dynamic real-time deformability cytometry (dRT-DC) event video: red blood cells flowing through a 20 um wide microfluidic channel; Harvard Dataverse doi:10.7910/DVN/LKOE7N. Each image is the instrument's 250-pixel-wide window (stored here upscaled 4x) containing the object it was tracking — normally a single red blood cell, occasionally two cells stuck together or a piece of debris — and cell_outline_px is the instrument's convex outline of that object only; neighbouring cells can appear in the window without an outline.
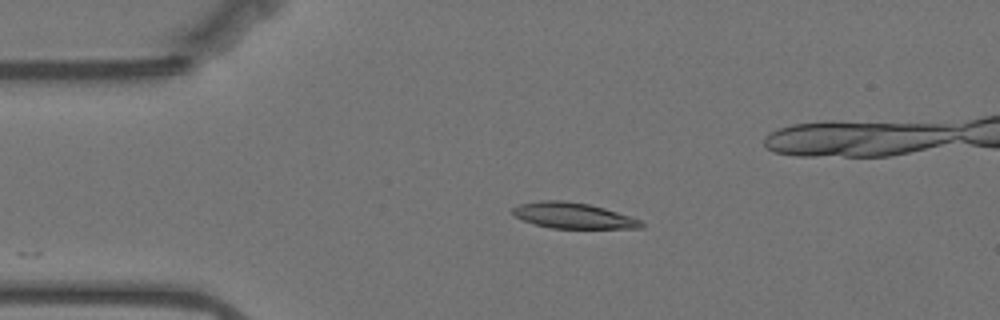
{"species": "Egyptian fruit bat (a non-hibernating species)", "species_latin": "Rousettus aegyptiacus", "temperature_condition": "warm", "stored_images_in_passage": 13, "camera_frame_rate_fps": 3000, "um_per_image_px": 0.085, "animal": {"sex": "female"}, "frame": {"image": 1, "passage_image": 1, "time_ms": 0.0, "image_size_px": [1000, 320], "cell_outline_px": [[644, 228], [552, 228], [536, 224], [524, 220], [516, 216], [512, 212], [512, 208], [520, 204], [540, 200], [564, 200], [588, 204], [604, 208], [640, 220], [644, 224]], "centroid_in_image_um": [48.71, 18.32], "position_along_channel_um": 36.3, "area_um2": 19.02}}
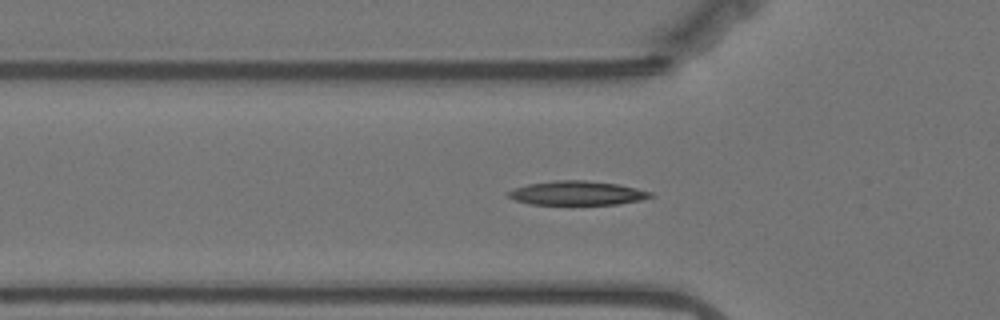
{"frame": {"image": 2, "passage_image": 7, "time_ms": 2.0, "image_size_px": [1000, 320], "cell_outline_px": [[656, 196], [640, 200], [616, 204], [532, 204], [516, 200], [504, 196], [504, 192], [528, 184], [556, 180], [584, 180], [616, 184], [636, 188], [652, 192]], "centroid_in_image_um": [49.03, 16.41], "position_along_channel_um": 76.8, "area_um2": 19.88}}